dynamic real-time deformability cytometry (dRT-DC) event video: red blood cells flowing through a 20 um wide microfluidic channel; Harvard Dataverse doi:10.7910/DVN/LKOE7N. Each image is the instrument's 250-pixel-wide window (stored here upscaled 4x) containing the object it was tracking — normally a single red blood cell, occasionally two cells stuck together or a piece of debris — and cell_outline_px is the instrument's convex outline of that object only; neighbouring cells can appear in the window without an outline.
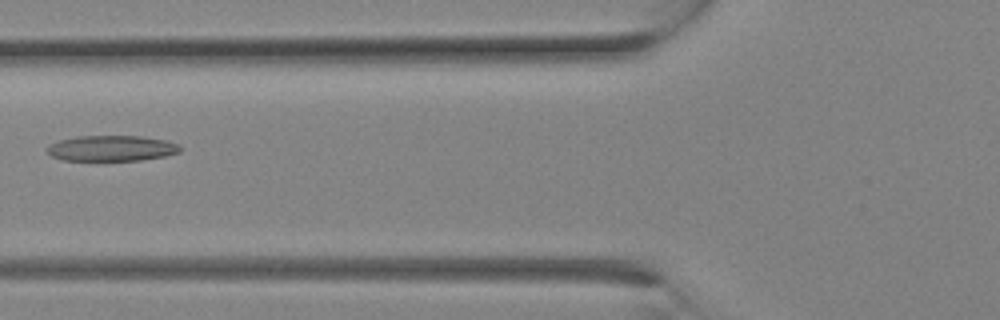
{"species": "Egyptian fruit bat (a non-hibernating species)", "species_latin": "Rousettus aegyptiacus", "temperature_condition": "room temperature", "stored_images_in_passage": 12, "camera_frame_rate_fps": 3000, "um_per_image_px": 0.085, "animal": {"sex": "female"}, "frame": {"image": 1, "passage_image": 3, "time_ms": 0.667, "image_size_px": [1000, 320], "cell_outline_px": [[180, 152], [164, 156], [140, 160], [64, 160], [52, 156], [48, 152], [48, 144], [60, 140], [76, 136], [140, 136], [164, 140], [180, 144]], "centroid_in_image_um": [9.49, 12.6], "position_along_channel_um": 116.3, "area_um2": 19.71}}
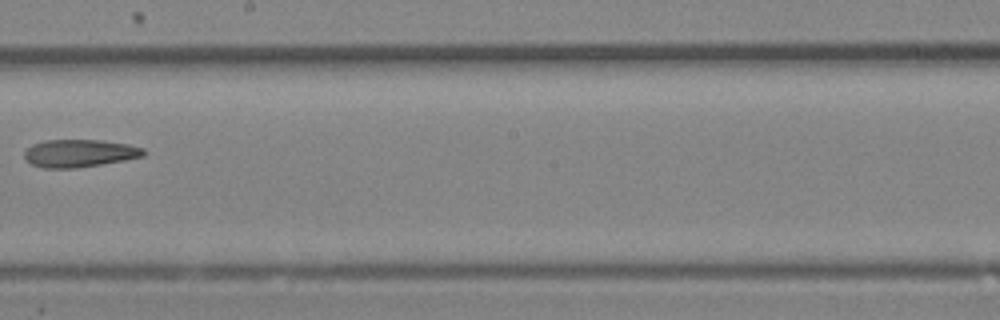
{"frame": {"image": 2, "passage_image": 8, "time_ms": 2.333, "image_size_px": [1000, 320], "cell_outline_px": [[148, 152], [144, 156], [124, 160], [76, 168], [44, 168], [32, 164], [24, 160], [24, 152], [32, 144], [44, 140], [104, 140], [128, 144], [144, 148]], "centroid_in_image_um": [6.76, 13.02], "position_along_channel_um": 241.4, "area_um2": 19.36}}
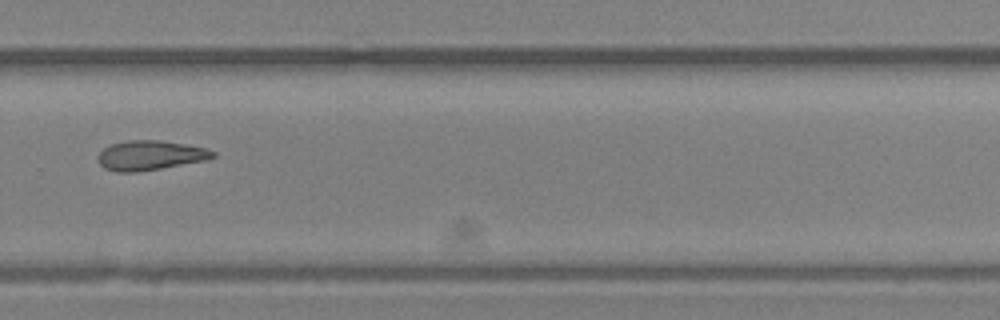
{"frame": {"image": 3, "passage_image": 11, "time_ms": 3.333, "image_size_px": [1000, 320], "cell_outline_px": [[216, 156], [208, 160], [136, 172], [116, 172], [104, 168], [100, 164], [96, 156], [104, 148], [112, 144], [128, 140], [160, 140], [208, 148], [216, 152]], "centroid_in_image_um": [12.78, 13.2], "position_along_channel_um": 317.0, "area_um2": 19.88}}